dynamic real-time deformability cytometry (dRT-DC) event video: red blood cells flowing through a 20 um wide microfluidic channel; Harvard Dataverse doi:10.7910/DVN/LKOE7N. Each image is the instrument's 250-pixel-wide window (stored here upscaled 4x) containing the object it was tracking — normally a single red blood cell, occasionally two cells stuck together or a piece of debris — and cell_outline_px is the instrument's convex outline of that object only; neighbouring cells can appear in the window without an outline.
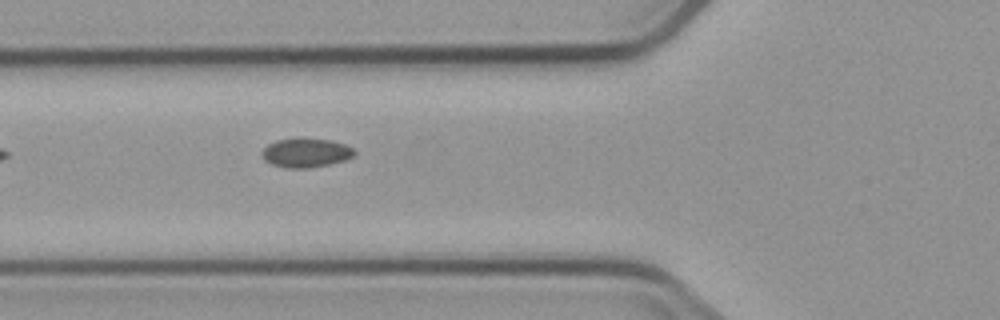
{"species": "common noctule bat (a hibernating species)", "species_latin": "Nyctalus noctula", "temperature_condition": "cold", "stored_images_in_passage": 2, "camera_frame_rate_fps": 3000, "um_per_image_px": 0.085, "animal": {"sex": "male", "body_mass_g": 23.1, "forearm_length_mm": 52.7}, "frame": {"image": 1, "passage_image": 2, "time_ms": 1.333, "image_size_px": [1000, 320], "cell_outline_px": [[356, 152], [352, 156], [344, 160], [328, 164], [308, 168], [288, 168], [272, 164], [264, 160], [260, 156], [260, 152], [268, 144], [276, 140], [296, 136], [300, 136], [332, 140], [344, 144], [352, 148]], "centroid_in_image_um": [25.94, 12.95], "position_along_channel_um": 99.9, "area_um2": 16.07}}